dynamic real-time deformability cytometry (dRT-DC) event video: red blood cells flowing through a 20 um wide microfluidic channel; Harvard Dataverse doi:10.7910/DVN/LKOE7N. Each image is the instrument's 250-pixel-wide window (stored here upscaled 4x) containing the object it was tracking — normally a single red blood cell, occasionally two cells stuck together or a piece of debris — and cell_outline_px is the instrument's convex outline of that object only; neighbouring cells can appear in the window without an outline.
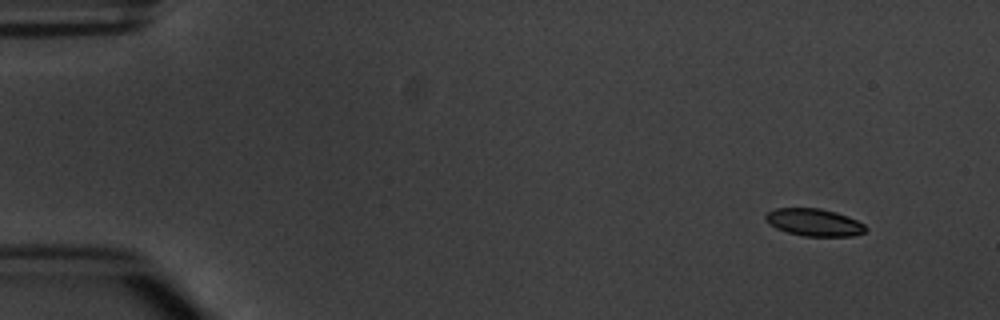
{"species": "common noctule bat (a hibernating species)", "species_latin": "Nyctalus noctula", "temperature_condition": "warm", "stored_images_in_passage": 4, "camera_frame_rate_fps": 3000, "um_per_image_px": 0.085, "animal": {"sex": "male", "body_mass_g": 20.1, "forearm_length_mm": 53.5}, "frame": {"image": 1, "passage_image": 1, "time_ms": 0.0, "image_size_px": [1000, 320], "cell_outline_px": [[868, 228], [864, 232], [852, 236], [804, 236], [788, 232], [776, 228], [768, 224], [764, 216], [768, 212], [776, 208], [820, 208], [836, 212], [848, 216], [864, 224]], "centroid_in_image_um": [69.2, 18.9], "position_along_channel_um": 15.8, "area_um2": 15.95}}